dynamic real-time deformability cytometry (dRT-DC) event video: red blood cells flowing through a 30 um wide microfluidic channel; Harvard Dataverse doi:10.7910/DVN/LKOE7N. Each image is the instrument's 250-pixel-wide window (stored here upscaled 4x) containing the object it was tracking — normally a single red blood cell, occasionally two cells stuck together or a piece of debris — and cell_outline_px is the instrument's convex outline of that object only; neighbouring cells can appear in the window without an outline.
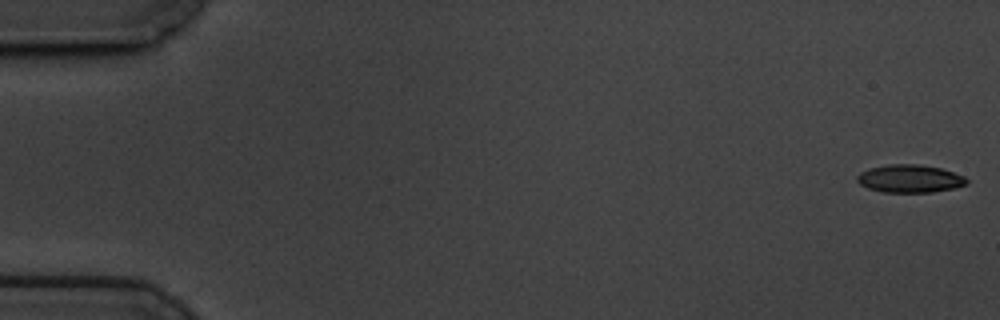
{"species": "common noctule bat (a hibernating species)", "species_latin": "Nyctalus noctula", "temperature_condition": "cold", "stored_images_in_passage": 10, "camera_frame_rate_fps": 3000, "um_per_image_px": 0.085, "animal": {"sex": "male", "body_mass_g": 19.5, "forearm_length_mm": 54.6}, "frame": {"image": 1, "passage_image": 1, "time_ms": 0.0, "image_size_px": [1000, 320], "cell_outline_px": [[968, 184], [952, 188], [932, 192], [884, 192], [868, 188], [860, 184], [856, 180], [856, 176], [860, 172], [868, 168], [888, 164], [916, 164], [940, 168], [964, 176], [968, 180]], "centroid_in_image_um": [77.3, 15.18], "position_along_channel_um": 7.7, "area_um2": 17.74}}